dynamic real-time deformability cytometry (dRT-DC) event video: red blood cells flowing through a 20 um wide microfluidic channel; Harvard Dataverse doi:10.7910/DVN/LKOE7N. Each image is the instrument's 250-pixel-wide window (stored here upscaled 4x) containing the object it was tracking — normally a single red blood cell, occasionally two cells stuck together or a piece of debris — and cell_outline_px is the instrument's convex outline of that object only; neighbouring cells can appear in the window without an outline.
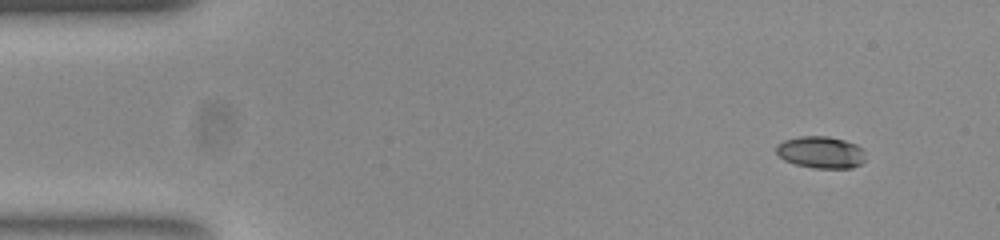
{"species": "common noctule bat (a hibernating species)", "species_latin": "Nyctalus noctula", "temperature_condition": "room temperature", "stored_images_in_passage": 50, "camera_frame_rate_fps": 3000, "um_per_image_px": 0.085, "animal": {"sex": "female", "body_mass_g": 23.0, "forearm_length_mm": 53.4}, "frame": {"image": 1, "passage_image": 1, "time_ms": 0.0, "image_size_px": [1000, 240], "cell_outline_px": [[864, 160], [860, 164], [852, 168], [816, 168], [796, 164], [784, 160], [776, 152], [776, 144], [784, 140], [800, 136], [828, 136], [844, 140], [856, 144], [864, 152]], "centroid_in_image_um": [69.75, 12.94], "position_along_channel_um": 15.2, "area_um2": 16.53}}
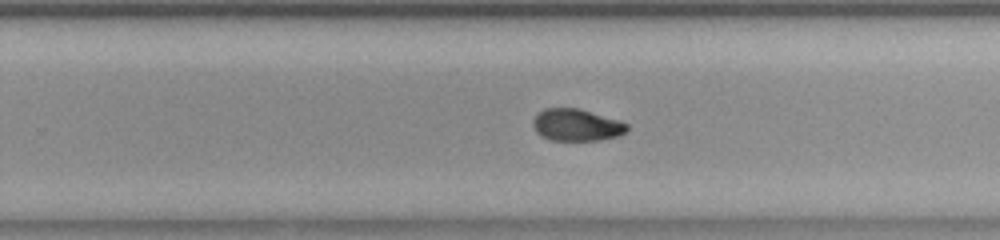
{"frame": {"image": 2, "passage_image": 30, "time_ms": 9.667, "image_size_px": [1000, 240], "cell_outline_px": [[628, 128], [624, 132], [616, 136], [600, 140], [552, 140], [536, 132], [532, 124], [532, 120], [544, 108], [580, 108], [628, 124]], "centroid_in_image_um": [48.97, 10.62], "position_along_channel_um": 280.8, "area_um2": 17.22}}
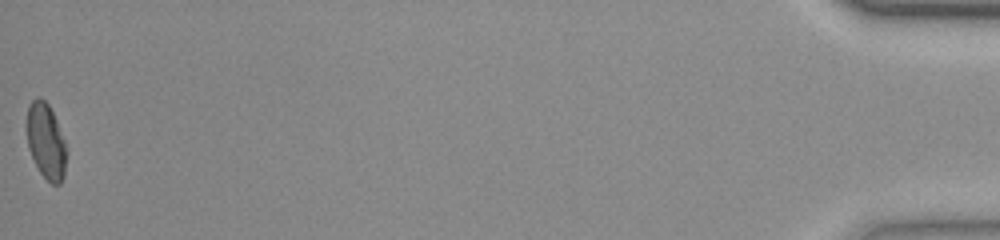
{"frame": {"image": 3, "passage_image": 50, "time_ms": 16.333, "image_size_px": [1000, 240], "cell_outline_px": [[64, 176], [60, 184], [52, 184], [40, 172], [28, 148], [28, 104], [36, 96], [40, 96], [48, 104], [56, 120], [64, 140]], "centroid_in_image_um": [3.89, 11.97], "position_along_channel_um": 431.3, "area_um2": 16.82}, "authors_computed_cell_mechanics": {"area_um2": 18.0336, "velocity_mm_per_s": 3.8224, "shape_relaxation_time_tau1_ms": 5.4966, "shape_relaxation_time_tau2_ms": 3.601, "deformation_change_tau1": 0.1531, "deformation_change_tau2": 0.0639}}